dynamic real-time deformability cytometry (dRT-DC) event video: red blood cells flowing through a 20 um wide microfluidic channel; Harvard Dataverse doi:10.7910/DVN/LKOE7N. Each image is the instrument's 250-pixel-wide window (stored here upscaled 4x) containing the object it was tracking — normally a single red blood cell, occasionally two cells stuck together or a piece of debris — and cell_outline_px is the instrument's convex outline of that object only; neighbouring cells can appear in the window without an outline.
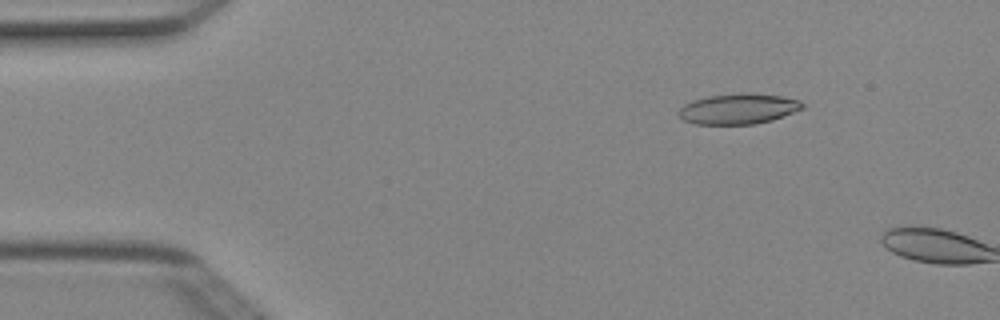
{"species": "Egyptian fruit bat (a non-hibernating species)", "species_latin": "Rousettus aegyptiacus", "temperature_condition": "cold", "stored_images_in_passage": 2, "camera_frame_rate_fps": 3000, "um_per_image_px": 0.085, "animal": {"sex": "female"}, "frame": {"image": 1, "passage_image": 1, "time_ms": 0.0, "image_size_px": [1000, 320], "cell_outline_px": [[804, 108], [772, 120], [756, 124], [696, 124], [684, 120], [680, 116], [680, 108], [684, 104], [692, 100], [708, 96], [740, 92], [752, 92], [780, 96], [800, 100], [804, 104]], "centroid_in_image_um": [62.78, 9.23], "position_along_channel_um": 22.2, "area_um2": 22.08}}